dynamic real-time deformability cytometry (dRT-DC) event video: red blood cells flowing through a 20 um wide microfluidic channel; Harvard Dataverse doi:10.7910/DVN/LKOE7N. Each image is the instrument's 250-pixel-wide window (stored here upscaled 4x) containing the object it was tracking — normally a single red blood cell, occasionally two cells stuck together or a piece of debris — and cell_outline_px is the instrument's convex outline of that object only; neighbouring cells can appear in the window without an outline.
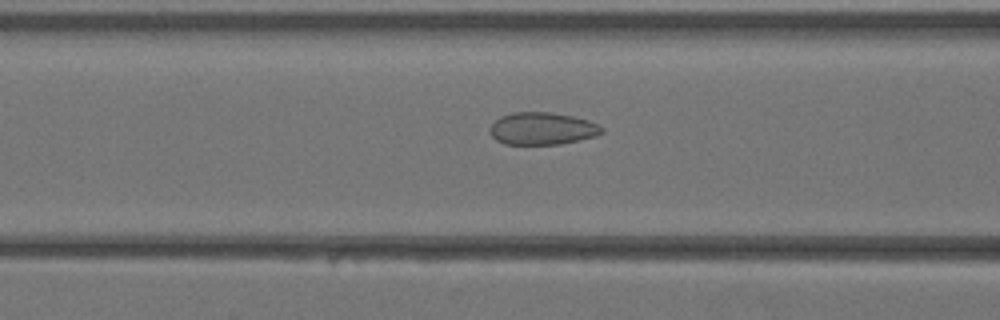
{"species": "Egyptian fruit bat (a non-hibernating species)", "species_latin": "Rousettus aegyptiacus", "temperature_condition": "warm", "stored_images_in_passage": 40, "camera_frame_rate_fps": 3000, "um_per_image_px": 0.085, "animal": {"sex": "female"}, "frame": {"image": 1, "passage_image": 16, "time_ms": 5.0, "image_size_px": [1000, 320], "cell_outline_px": [[604, 132], [596, 136], [580, 140], [560, 144], [504, 144], [496, 140], [492, 136], [488, 128], [500, 116], [512, 112], [548, 112], [572, 116], [588, 120], [604, 128]], "centroid_in_image_um": [46.08, 10.93], "position_along_channel_um": 120.5, "area_um2": 21.15}}
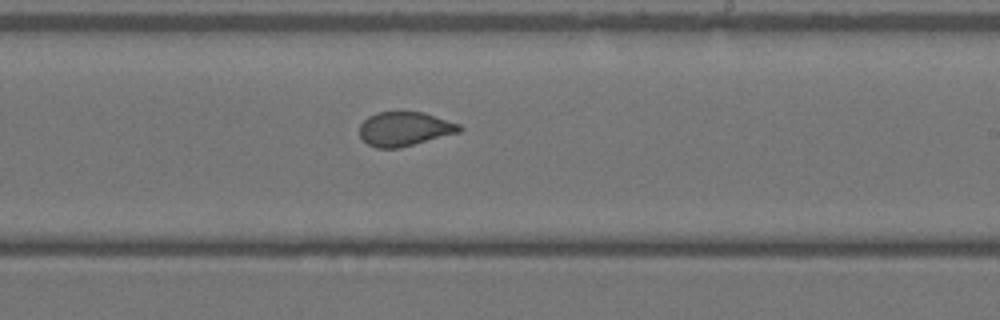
{"frame": {"image": 2, "passage_image": 24, "time_ms": 7.667, "image_size_px": [1000, 320], "cell_outline_px": [[464, 128], [460, 132], [400, 148], [376, 148], [368, 144], [360, 136], [360, 124], [368, 116], [376, 112], [424, 112], [460, 124]], "centroid_in_image_um": [34.4, 10.95], "position_along_channel_um": 254.6, "area_um2": 19.94}}
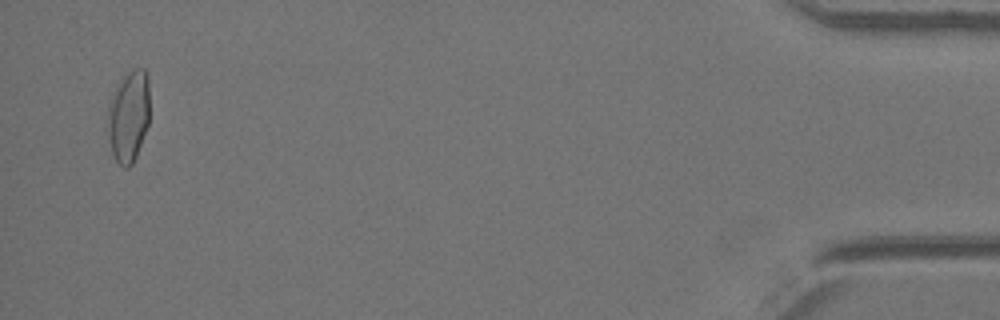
{"frame": {"image": 3, "passage_image": 39, "time_ms": 12.667, "image_size_px": [1000, 320], "cell_outline_px": [[148, 124], [136, 156], [132, 164], [128, 168], [124, 168], [112, 156], [108, 136], [108, 116], [112, 100], [124, 76], [128, 72], [136, 68], [144, 68], [148, 76]], "centroid_in_image_um": [10.95, 9.93], "position_along_channel_um": 424.3, "area_um2": 21.73}}